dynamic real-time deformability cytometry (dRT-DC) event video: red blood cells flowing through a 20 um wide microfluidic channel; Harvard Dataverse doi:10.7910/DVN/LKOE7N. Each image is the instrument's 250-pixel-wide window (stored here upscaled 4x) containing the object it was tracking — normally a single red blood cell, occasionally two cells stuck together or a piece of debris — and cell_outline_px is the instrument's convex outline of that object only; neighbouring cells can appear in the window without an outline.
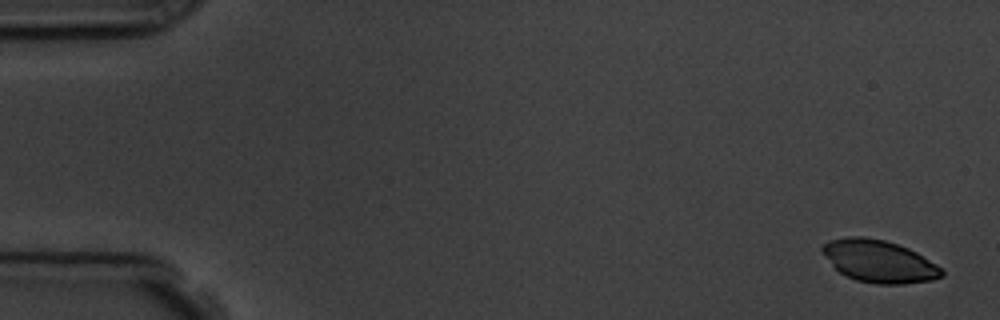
{"species": "common noctule bat (a hibernating species)", "species_latin": "Nyctalus noctula", "temperature_condition": "room temperature", "stored_images_in_passage": 6, "segment_of_instrument_passage": [1, 2], "camera_frame_rate_fps": 3000, "um_per_image_px": 0.085, "animal": {"sex": "male", "body_mass_g": 19.5, "forearm_length_mm": 54.6}, "frame": {"image": 1, "passage_image": 1, "time_ms": 0.0, "image_size_px": [1000, 320], "cell_outline_px": [[944, 276], [932, 280], [904, 284], [876, 284], [856, 280], [840, 272], [832, 264], [820, 248], [828, 240], [848, 236], [864, 236], [884, 240], [908, 248], [916, 252], [936, 264], [944, 272]], "centroid_in_image_um": [74.73, 22.2], "position_along_channel_um": 10.3, "area_um2": 29.25}}